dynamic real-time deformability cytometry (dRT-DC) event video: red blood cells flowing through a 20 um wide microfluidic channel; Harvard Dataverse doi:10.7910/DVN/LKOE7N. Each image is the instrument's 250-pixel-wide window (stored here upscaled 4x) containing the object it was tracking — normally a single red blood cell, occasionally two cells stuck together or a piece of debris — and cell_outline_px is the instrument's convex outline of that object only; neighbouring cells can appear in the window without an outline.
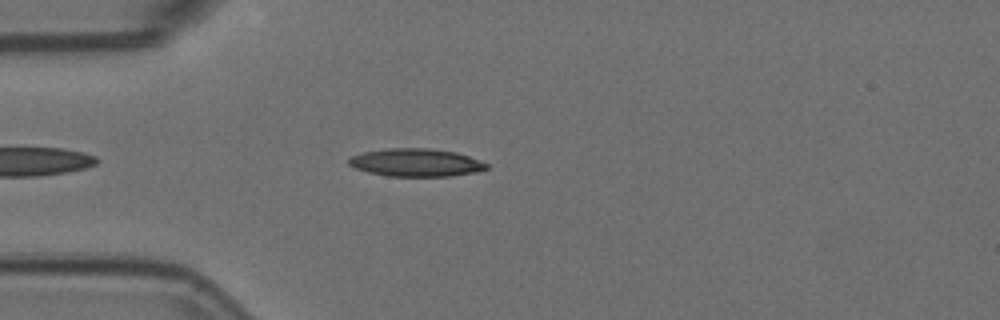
{"species": "Egyptian fruit bat (a non-hibernating species)", "species_latin": "Rousettus aegyptiacus", "temperature_condition": "room temperature", "stored_images_in_passage": 46, "camera_frame_rate_fps": 3000, "um_per_image_px": 0.085, "animal": {"sex": "female"}, "frame": {"image": 1, "passage_image": 5, "time_ms": 1.333, "image_size_px": [1000, 320], "cell_outline_px": [[488, 168], [476, 172], [448, 176], [388, 176], [368, 172], [356, 168], [348, 164], [348, 156], [364, 152], [388, 148], [428, 148], [456, 152], [468, 156], [488, 164]], "centroid_in_image_um": [35.32, 13.81], "position_along_channel_um": 49.7, "area_um2": 22.31}}
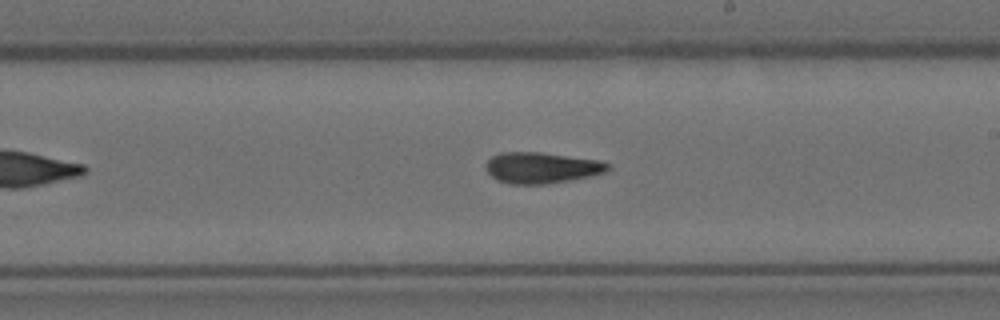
{"frame": {"image": 2, "passage_image": 22, "time_ms": 7.0, "image_size_px": [1000, 320], "cell_outline_px": [[612, 168], [608, 172], [572, 180], [544, 184], [508, 184], [496, 180], [488, 172], [488, 160], [492, 156], [500, 152], [540, 152], [600, 160], [612, 164]], "centroid_in_image_um": [46.11, 14.26], "position_along_channel_um": 242.9, "area_um2": 22.25}}
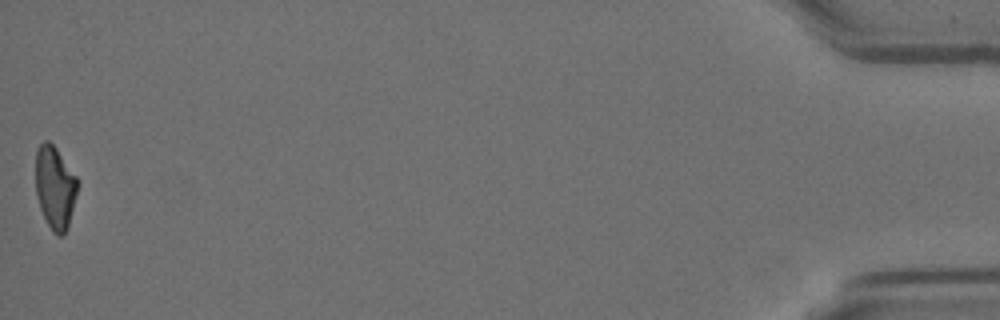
{"frame": {"image": 3, "passage_image": 46, "time_ms": 15.0, "image_size_px": [1000, 320], "cell_outline_px": [[80, 184], [68, 224], [64, 232], [60, 236], [56, 236], [52, 232], [40, 208], [36, 196], [36, 152], [40, 144], [44, 140], [48, 140], [56, 148], [80, 180]], "centroid_in_image_um": [4.69, 15.91], "position_along_channel_um": 430.5, "area_um2": 20.35}, "authors_computed_cell_mechanics": {"area_um2": 21.5883, "velocity_mm_per_s": 3.5982, "shape_relaxation_time_tau1_ms": null, "shape_relaxation_time_tau2_ms": 5.526, "deformation_change_tau1": null, "deformation_change_tau2": 0.1543}}